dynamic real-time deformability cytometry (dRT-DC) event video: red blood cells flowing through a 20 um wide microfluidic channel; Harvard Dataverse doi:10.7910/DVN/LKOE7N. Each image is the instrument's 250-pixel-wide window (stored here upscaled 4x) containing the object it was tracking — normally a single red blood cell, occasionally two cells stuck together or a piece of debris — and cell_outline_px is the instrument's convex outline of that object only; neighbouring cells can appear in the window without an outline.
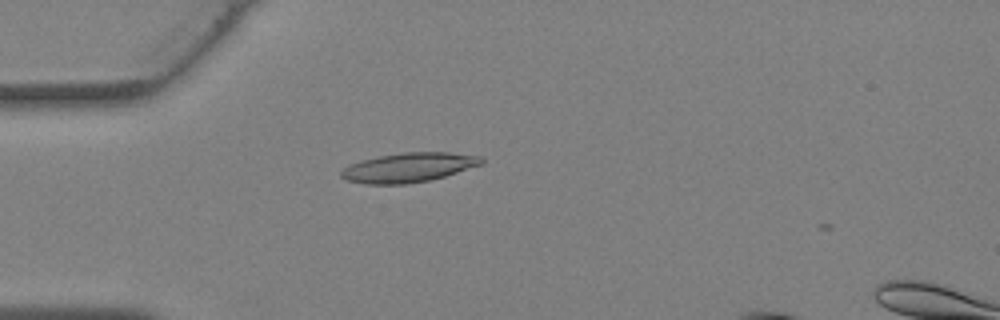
{"species": "Egyptian fruit bat (a non-hibernating species)", "species_latin": "Rousettus aegyptiacus", "temperature_condition": "warm", "stored_images_in_passage": 3, "camera_frame_rate_fps": 3000, "um_per_image_px": 0.085, "animal": {"sex": "female"}, "frame": {"image": 1, "passage_image": 2, "time_ms": 0.333, "image_size_px": [1000, 320], "cell_outline_px": [[484, 164], [444, 176], [428, 180], [408, 184], [368, 184], [348, 180], [340, 176], [340, 172], [344, 168], [352, 164], [364, 160], [380, 156], [404, 152], [448, 152], [480, 156], [484, 160]], "centroid_in_image_um": [34.78, 14.23], "position_along_channel_um": 50.2, "area_um2": 23.76}}